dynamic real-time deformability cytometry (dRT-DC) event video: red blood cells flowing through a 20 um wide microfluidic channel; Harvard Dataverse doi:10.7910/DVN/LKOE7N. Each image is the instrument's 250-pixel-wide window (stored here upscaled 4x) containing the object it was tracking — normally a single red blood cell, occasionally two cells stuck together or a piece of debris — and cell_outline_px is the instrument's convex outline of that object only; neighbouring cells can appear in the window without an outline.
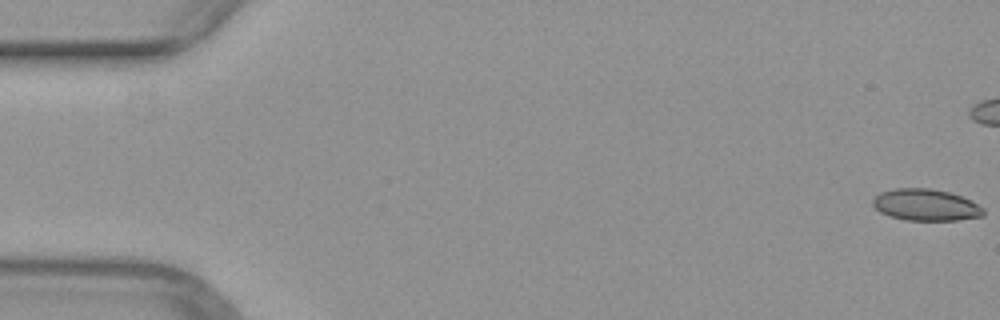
{"species": "common noctule bat (a hibernating species)", "species_latin": "Nyctalus noctula", "temperature_condition": "warm", "stored_images_in_passage": 13, "camera_frame_rate_fps": 3000, "um_per_image_px": 0.085, "animal": {"sex": "female", "body_mass_g": 29.2, "forearm_length_mm": 56.3}, "frame": {"image": 1, "passage_image": 1, "time_ms": 0.0, "image_size_px": [1000, 320], "cell_outline_px": [[984, 216], [956, 220], [904, 220], [888, 216], [880, 212], [872, 204], [872, 200], [880, 192], [896, 188], [928, 188], [948, 192], [972, 200], [984, 208]], "centroid_in_image_um": [78.69, 17.42], "position_along_channel_um": 6.3, "area_um2": 20.46}}